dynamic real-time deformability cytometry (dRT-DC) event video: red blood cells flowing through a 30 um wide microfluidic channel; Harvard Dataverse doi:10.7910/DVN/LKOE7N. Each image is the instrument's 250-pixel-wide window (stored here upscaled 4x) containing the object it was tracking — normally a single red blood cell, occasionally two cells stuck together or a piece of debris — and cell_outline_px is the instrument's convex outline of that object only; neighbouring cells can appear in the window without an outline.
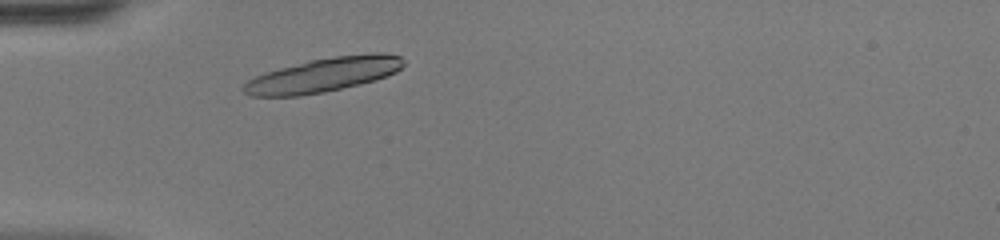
{"species": "common noctule bat (a hibernating species)", "species_latin": "Nyctalus noctula", "temperature_condition": "warm", "stored_images_in_passage": 39, "camera_frame_rate_fps": 3000, "um_per_image_px": 0.085, "animal": {"sex": "female", "body_mass_g": 20.0, "forearm_length_mm": 54.0}, "frame": {"image": 1, "passage_image": 5, "time_ms": 1.333, "image_size_px": [1000, 240], "cell_outline_px": [[404, 64], [396, 72], [388, 76], [376, 80], [360, 84], [324, 92], [300, 96], [248, 96], [240, 88], [248, 80], [264, 72], [308, 60], [336, 56], [376, 52], [384, 52], [400, 56], [404, 60]], "centroid_in_image_um": [27.49, 6.36], "position_along_channel_um": 57.5, "area_um2": 32.14}}